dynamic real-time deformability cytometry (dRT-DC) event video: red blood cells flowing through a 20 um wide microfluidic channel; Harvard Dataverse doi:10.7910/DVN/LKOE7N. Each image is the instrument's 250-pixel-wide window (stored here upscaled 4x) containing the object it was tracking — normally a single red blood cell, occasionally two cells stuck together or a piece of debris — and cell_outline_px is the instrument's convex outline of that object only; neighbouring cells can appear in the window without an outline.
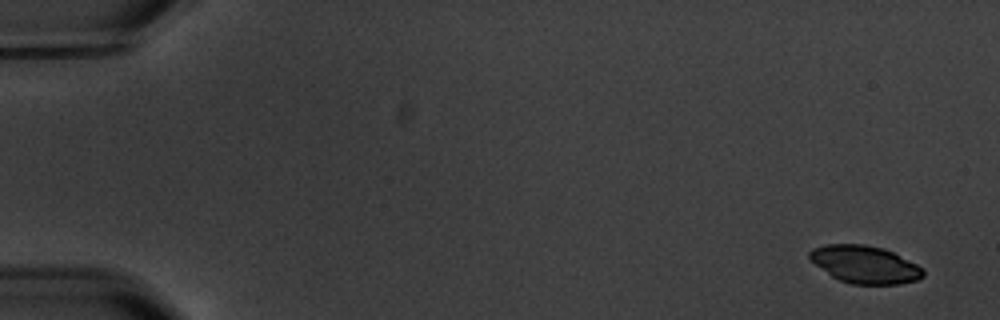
{"species": "common noctule bat (a hibernating species)", "species_latin": "Nyctalus noctula", "temperature_condition": "warm", "stored_images_in_passage": 5, "camera_frame_rate_fps": 3000, "um_per_image_px": 0.085, "animal": {"sex": "male", "body_mass_g": 20.1, "forearm_length_mm": 53.5}, "frame": {"image": 1, "passage_image": 1, "time_ms": 0.0, "image_size_px": [1000, 320], "cell_outline_px": [[924, 276], [916, 280], [900, 284], [852, 284], [840, 280], [832, 276], [816, 264], [808, 256], [808, 252], [812, 248], [824, 244], [864, 244], [884, 248], [924, 268]], "centroid_in_image_um": [73.51, 22.47], "position_along_channel_um": 11.5, "area_um2": 24.74}}
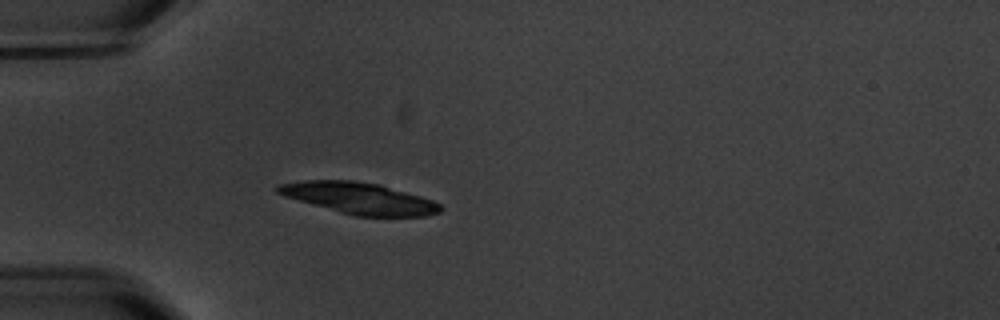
{"frame": {"image": 2, "passage_image": 5, "time_ms": 5.0, "image_size_px": [1000, 320], "cell_outline_px": [[444, 208], [440, 212], [424, 216], [356, 216], [340, 212], [284, 196], [276, 192], [276, 184], [304, 180], [352, 180], [380, 184], [420, 196], [432, 200], [440, 204]], "centroid_in_image_um": [30.53, 16.84], "position_along_channel_um": 54.5, "area_um2": 29.65}}